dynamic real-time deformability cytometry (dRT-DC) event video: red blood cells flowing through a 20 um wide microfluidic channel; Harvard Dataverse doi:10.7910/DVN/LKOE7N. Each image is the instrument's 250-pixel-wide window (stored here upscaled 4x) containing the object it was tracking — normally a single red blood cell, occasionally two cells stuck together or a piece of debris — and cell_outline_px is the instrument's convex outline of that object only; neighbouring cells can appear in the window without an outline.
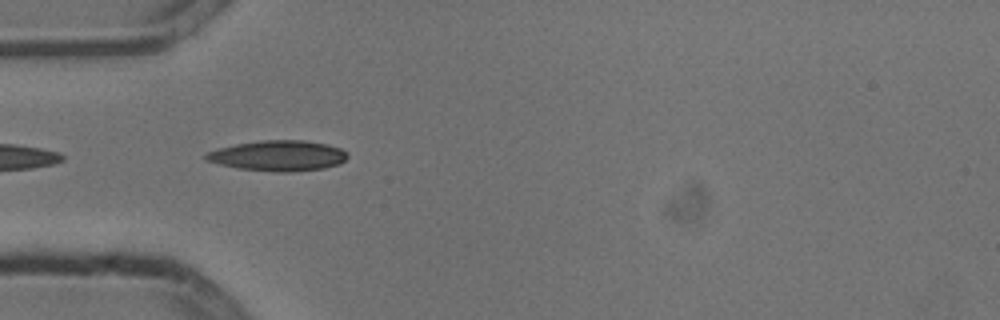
{"species": "common noctule bat (a hibernating species)", "species_latin": "Nyctalus noctula", "temperature_condition": "cold", "stored_images_in_passage": 6, "camera_frame_rate_fps": 3000, "um_per_image_px": 0.085, "animal": {"sex": "male", "body_mass_g": 13.3}, "frame": {"image": 1, "passage_image": 5, "time_ms": 1.333, "image_size_px": [1000, 320], "cell_outline_px": [[348, 156], [340, 164], [324, 168], [288, 172], [276, 172], [236, 168], [204, 160], [204, 152], [236, 144], [260, 140], [304, 140], [328, 144], [340, 148], [348, 152]], "centroid_in_image_um": [23.64, 13.23], "position_along_channel_um": 61.4, "area_um2": 25.32}}
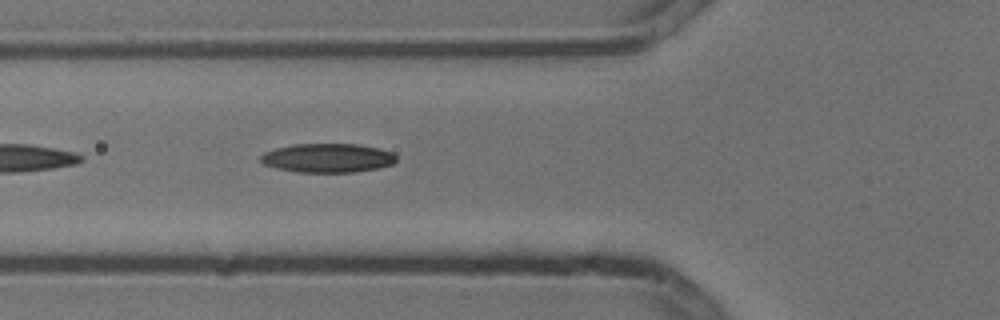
{"frame": {"image": 2, "passage_image": 6, "time_ms": 1.667, "image_size_px": [1000, 320], "cell_outline_px": [[396, 160], [392, 164], [380, 168], [356, 172], [296, 172], [276, 168], [264, 164], [260, 160], [260, 156], [264, 152], [276, 148], [292, 144], [360, 144], [380, 148], [392, 152], [396, 156]], "centroid_in_image_um": [27.86, 13.42], "position_along_channel_um": 97.9, "area_um2": 23.12}}